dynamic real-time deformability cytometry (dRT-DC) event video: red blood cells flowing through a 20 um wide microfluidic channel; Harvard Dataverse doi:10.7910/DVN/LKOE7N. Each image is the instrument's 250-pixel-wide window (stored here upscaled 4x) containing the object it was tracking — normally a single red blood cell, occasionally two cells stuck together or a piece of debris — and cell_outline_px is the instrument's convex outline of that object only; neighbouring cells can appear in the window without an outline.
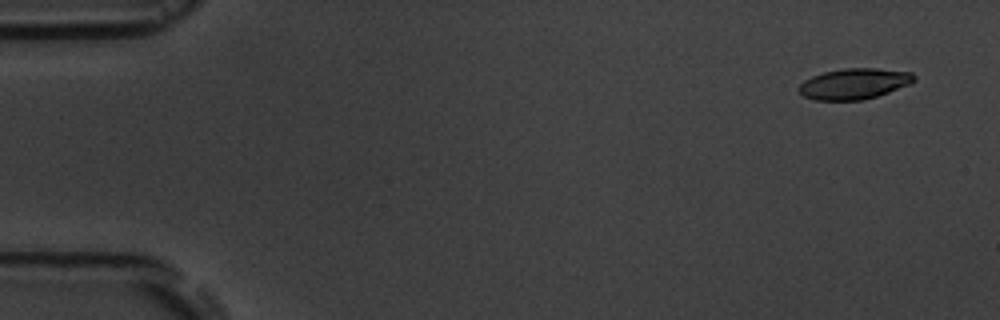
{"species": "common noctule bat (a hibernating species)", "species_latin": "Nyctalus noctula", "temperature_condition": "room temperature", "stored_images_in_passage": 4, "camera_frame_rate_fps": 3000, "um_per_image_px": 0.085, "animal": {"sex": "male", "body_mass_g": 19.5, "forearm_length_mm": 54.6}, "frame": {"image": 1, "passage_image": 1, "time_ms": 0.0, "image_size_px": [1000, 320], "cell_outline_px": [[916, 80], [912, 84], [864, 100], [816, 100], [804, 96], [796, 88], [804, 80], [812, 76], [824, 72], [844, 68], [876, 68], [912, 72], [916, 76]], "centroid_in_image_um": [72.63, 7.11], "position_along_channel_um": 12.4, "area_um2": 20.81}}
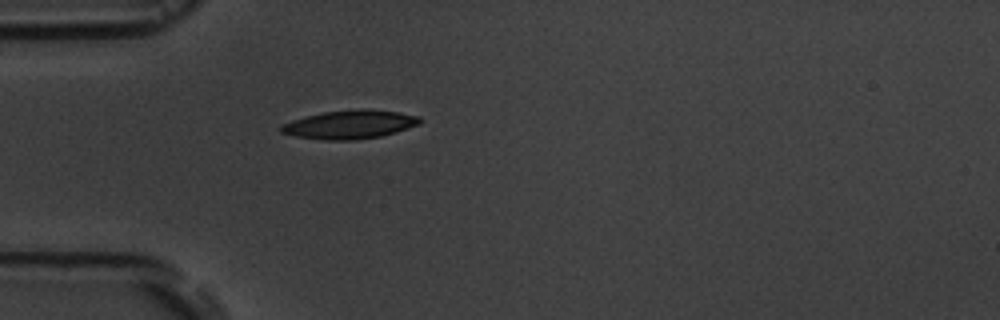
{"frame": {"image": 2, "passage_image": 4, "time_ms": 4.333, "image_size_px": [1000, 320], "cell_outline_px": [[420, 124], [396, 132], [380, 136], [356, 140], [328, 140], [296, 136], [280, 132], [280, 124], [292, 120], [324, 112], [364, 108], [400, 112], [420, 116]], "centroid_in_image_um": [29.75, 10.58], "position_along_channel_um": 55.2, "area_um2": 23.06}}